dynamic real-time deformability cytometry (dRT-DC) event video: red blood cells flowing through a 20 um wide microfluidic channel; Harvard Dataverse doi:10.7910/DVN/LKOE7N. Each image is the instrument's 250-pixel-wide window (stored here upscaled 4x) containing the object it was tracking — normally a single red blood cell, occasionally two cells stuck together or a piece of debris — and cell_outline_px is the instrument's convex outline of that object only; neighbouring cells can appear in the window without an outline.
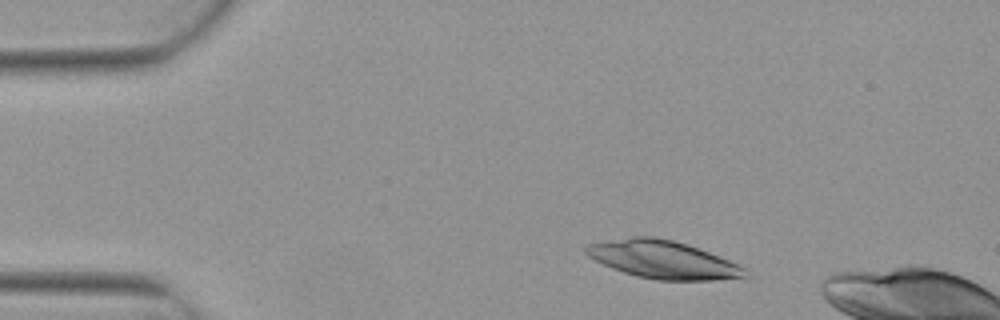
{"species": "Egyptian fruit bat (a non-hibernating species)", "species_latin": "Rousettus aegyptiacus", "temperature_condition": "warm", "stored_images_in_passage": 3, "camera_frame_rate_fps": 3000, "um_per_image_px": 0.085, "animal": {"sex": "female"}, "frame": {"image": 1, "passage_image": 1, "time_ms": 0.0, "image_size_px": [1000, 320], "cell_outline_px": [[752, 276], [716, 280], [656, 280], [636, 276], [612, 268], [588, 256], [584, 252], [584, 248], [588, 244], [632, 236], [652, 236], [672, 240], [688, 244], [728, 260], [744, 268]], "centroid_in_image_um": [56.35, 22.07], "position_along_channel_um": 28.7, "area_um2": 34.85}}
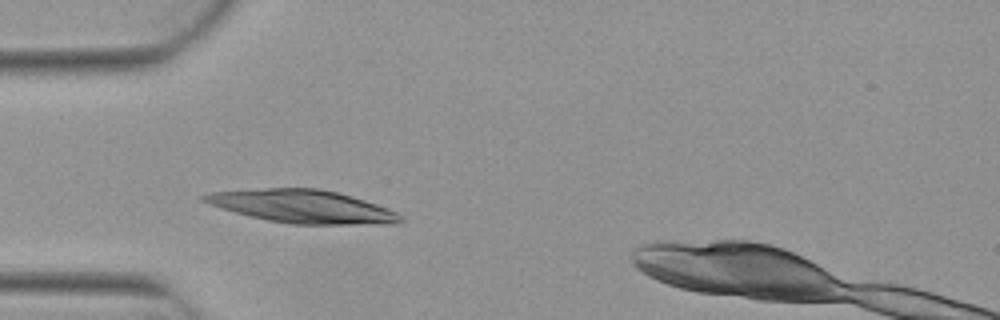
{"frame": {"image": 2, "passage_image": 3, "time_ms": 0.667, "image_size_px": [1000, 320], "cell_outline_px": [[404, 220], [392, 224], [292, 224], [268, 220], [248, 216], [220, 208], [208, 204], [200, 200], [200, 196], [212, 192], [264, 188], [320, 188], [352, 196], [388, 208], [396, 212]], "centroid_in_image_um": [25.67, 17.54], "position_along_channel_um": 59.3, "area_um2": 37.69}}